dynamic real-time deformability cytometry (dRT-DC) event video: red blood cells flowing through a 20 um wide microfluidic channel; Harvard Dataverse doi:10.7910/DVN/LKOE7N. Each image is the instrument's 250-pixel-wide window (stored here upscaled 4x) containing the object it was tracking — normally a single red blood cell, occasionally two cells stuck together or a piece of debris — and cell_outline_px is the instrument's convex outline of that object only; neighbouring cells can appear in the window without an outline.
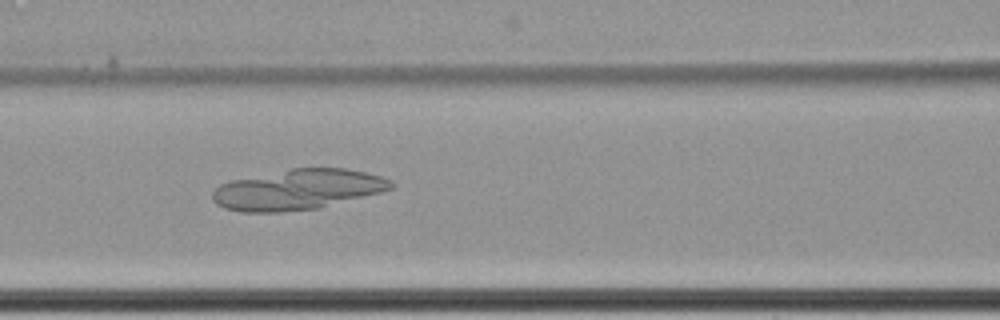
{"species": "common noctule bat (a hibernating species)", "species_latin": "Nyctalus noctula", "temperature_condition": "cold", "stored_images_in_passage": 60, "camera_frame_rate_fps": 3000, "um_per_image_px": 0.085, "animal": {"sex": "female", "body_mass_g": 22.7, "forearm_length_mm": 54.2}, "frame": {"image": 1, "passage_image": 27, "time_ms": 8.667, "image_size_px": [1000, 320], "cell_outline_px": [[396, 184], [392, 188], [380, 192], [320, 208], [280, 212], [240, 212], [224, 208], [216, 204], [212, 200], [212, 192], [220, 184], [232, 180], [292, 168], [344, 168], [364, 172], [380, 176], [392, 180]], "centroid_in_image_um": [25.3, 16.12], "position_along_channel_um": 141.3, "area_um2": 41.96}}
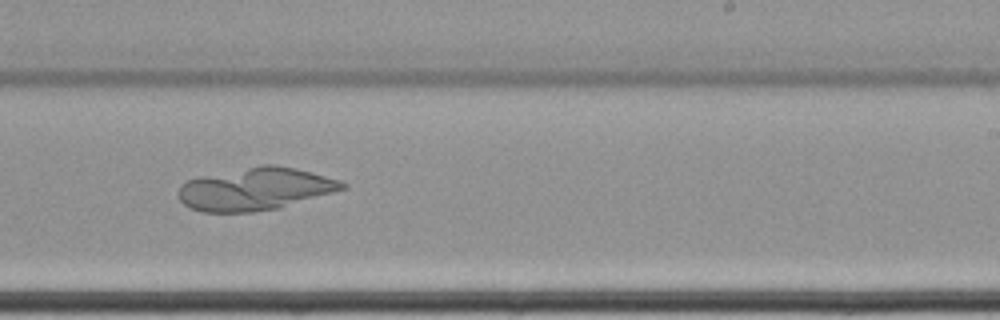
{"frame": {"image": 2, "passage_image": 38, "time_ms": 12.333, "image_size_px": [1000, 320], "cell_outline_px": [[348, 188], [280, 208], [252, 212], [204, 212], [188, 208], [180, 200], [176, 192], [180, 184], [188, 180], [200, 176], [264, 164], [272, 164], [296, 168], [340, 180], [348, 184]], "centroid_in_image_um": [21.7, 16.07], "position_along_channel_um": 267.3, "area_um2": 40.92}}
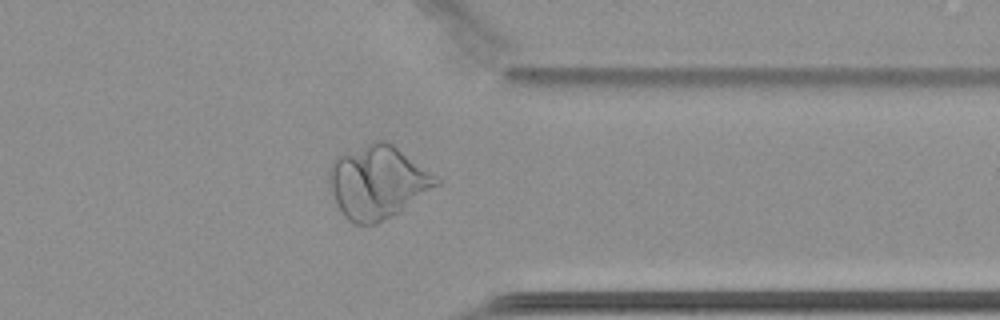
{"frame": {"image": 3, "passage_image": 48, "time_ms": 15.667, "image_size_px": [1000, 320], "cell_outline_px": [[444, 180], [440, 184], [400, 212], [376, 224], [352, 224], [344, 216], [332, 192], [328, 180], [328, 172], [332, 160], [336, 156], [376, 140], [384, 140], [392, 144]], "centroid_in_image_um": [32.12, 15.48], "position_along_channel_um": 379.3, "area_um2": 45.6}}